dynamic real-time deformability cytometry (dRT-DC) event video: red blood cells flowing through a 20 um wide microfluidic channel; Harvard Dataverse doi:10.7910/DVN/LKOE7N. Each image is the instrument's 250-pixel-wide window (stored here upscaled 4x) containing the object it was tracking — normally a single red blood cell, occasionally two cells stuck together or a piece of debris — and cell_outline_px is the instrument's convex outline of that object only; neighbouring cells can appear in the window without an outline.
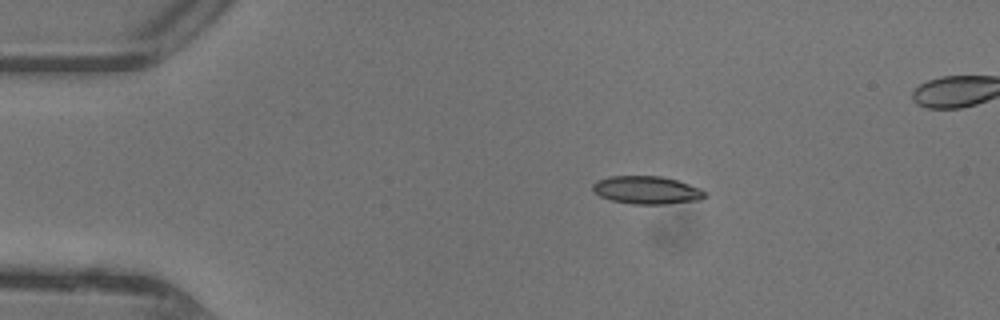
{"species": "common noctule bat (a hibernating species)", "species_latin": "Nyctalus noctula", "temperature_condition": "warm", "stored_images_in_passage": 38, "camera_frame_rate_fps": 3000, "um_per_image_px": 0.085, "animal": {"sex": "female"}, "frame": {"image": 1, "passage_image": 1, "time_ms": 0.0, "image_size_px": [1000, 320], "cell_outline_px": [[708, 196], [700, 200], [664, 204], [636, 204], [612, 200], [600, 196], [592, 192], [592, 184], [596, 180], [608, 176], [660, 176], [676, 180], [700, 188], [708, 192]], "centroid_in_image_um": [54.98, 16.15], "position_along_channel_um": 30.0, "area_um2": 18.38}}
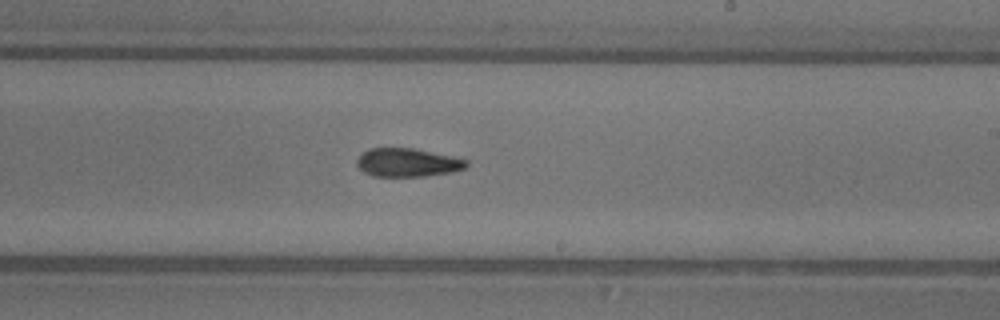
{"frame": {"image": 2, "passage_image": 20, "time_ms": 6.333, "image_size_px": [1000, 320], "cell_outline_px": [[468, 164], [464, 168], [452, 172], [424, 176], [372, 176], [364, 172], [356, 164], [356, 160], [368, 148], [412, 148], [468, 160]], "centroid_in_image_um": [34.61, 13.82], "position_along_channel_um": 254.4, "area_um2": 17.92}}
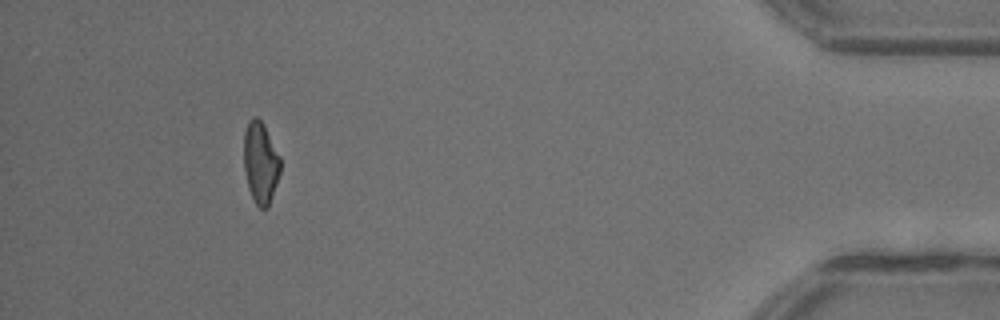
{"frame": {"image": 3, "passage_image": 35, "time_ms": 11.333, "image_size_px": [1000, 320], "cell_outline_px": [[280, 172], [268, 208], [260, 208], [256, 204], [248, 188], [244, 168], [244, 132], [248, 120], [252, 116], [256, 116], [260, 120], [280, 156]], "centroid_in_image_um": [22.13, 13.83], "position_along_channel_um": 413.1, "area_um2": 17.17}}